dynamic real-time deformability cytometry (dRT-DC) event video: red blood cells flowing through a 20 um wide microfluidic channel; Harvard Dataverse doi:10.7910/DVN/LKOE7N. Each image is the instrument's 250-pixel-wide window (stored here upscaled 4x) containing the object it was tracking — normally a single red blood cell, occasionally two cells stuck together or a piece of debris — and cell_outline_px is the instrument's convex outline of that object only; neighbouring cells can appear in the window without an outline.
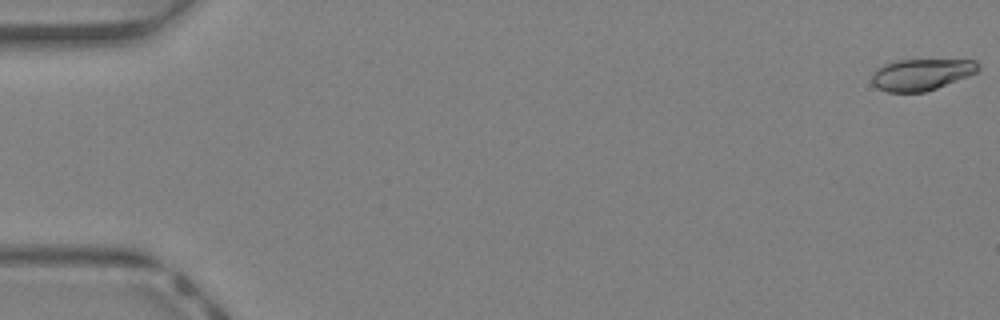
{"species": "Egyptian fruit bat (a non-hibernating species)", "species_latin": "Rousettus aegyptiacus", "temperature_condition": "warm", "stored_images_in_passage": 44, "camera_frame_rate_fps": 3000, "um_per_image_px": 0.085, "animal": {"sex": "female"}, "frame": {"image": 1, "passage_image": 1, "time_ms": 0.0, "image_size_px": [1000, 320], "cell_outline_px": [[980, 72], [936, 88], [924, 92], [888, 92], [876, 88], [872, 84], [872, 76], [876, 68], [884, 64], [896, 60], [976, 60], [980, 68]], "centroid_in_image_um": [78.32, 6.33], "position_along_channel_um": 6.7, "area_um2": 19.65}}
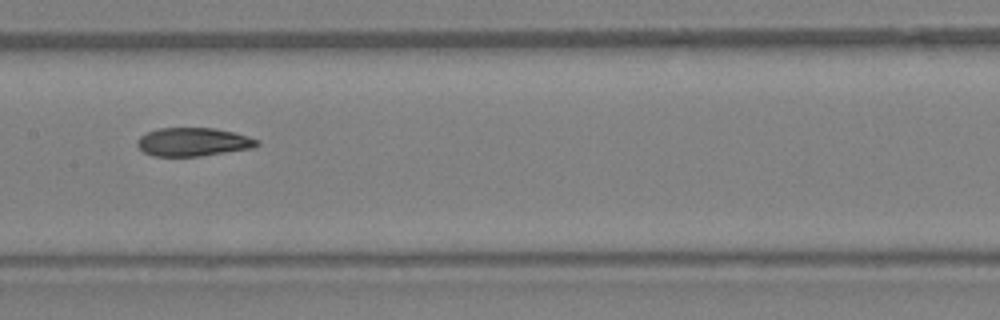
{"frame": {"image": 2, "passage_image": 23, "time_ms": 7.333, "image_size_px": [1000, 320], "cell_outline_px": [[260, 144], [256, 148], [200, 156], [152, 156], [144, 152], [136, 144], [136, 140], [140, 136], [148, 132], [160, 128], [216, 128], [236, 132], [260, 140]], "centroid_in_image_um": [16.47, 12.06], "position_along_channel_um": 190.9, "area_um2": 20.11}}
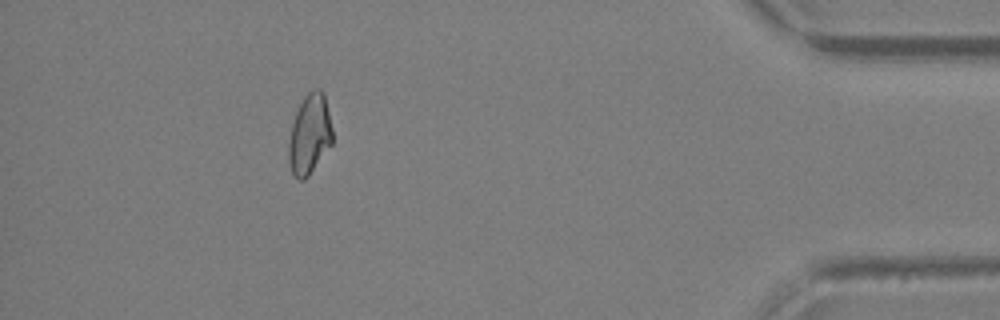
{"frame": {"image": 3, "passage_image": 40, "time_ms": 13.0, "image_size_px": [1000, 320], "cell_outline_px": [[332, 144], [308, 176], [304, 180], [300, 180], [292, 172], [288, 160], [288, 144], [292, 124], [296, 112], [304, 96], [312, 88], [320, 88], [324, 92], [332, 128]], "centroid_in_image_um": [26.32, 11.39], "position_along_channel_um": 408.9, "area_um2": 20.4}, "authors_computed_cell_mechanics": {"area_um2": 20.519, "velocity_mm_per_s": 4.7827, "shape_relaxation_time_tau1_ms": 7.1823, "shape_relaxation_time_tau2_ms": 2.0975, "deformation_change_tau1": 0.2034, "deformation_change_tau2": 0.0735}}